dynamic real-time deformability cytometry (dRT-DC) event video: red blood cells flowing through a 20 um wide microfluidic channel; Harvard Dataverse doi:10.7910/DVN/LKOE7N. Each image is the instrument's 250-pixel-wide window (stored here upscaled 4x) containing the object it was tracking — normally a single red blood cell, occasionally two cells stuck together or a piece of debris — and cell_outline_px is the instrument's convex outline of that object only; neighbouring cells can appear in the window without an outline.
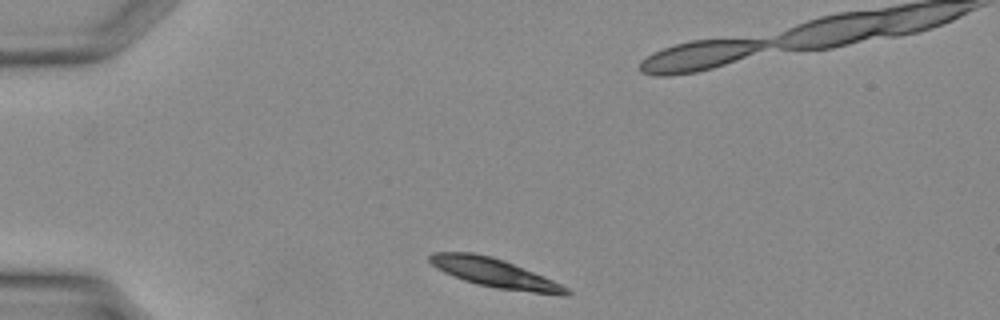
{"species": "Egyptian fruit bat (a non-hibernating species)", "species_latin": "Rousettus aegyptiacus", "temperature_condition": "warm", "stored_images_in_passage": 30, "camera_frame_rate_fps": 3000, "um_per_image_px": 0.085, "animal": {"sex": "female"}, "frame": {"image": 1, "passage_image": 1, "time_ms": 0.0, "image_size_px": [1000, 320], "cell_outline_px": [[572, 292], [568, 296], [560, 296], [496, 288], [476, 284], [464, 280], [444, 272], [432, 264], [428, 260], [428, 256], [432, 252], [472, 252], [492, 256], [504, 260], [552, 280], [568, 288]], "centroid_in_image_um": [42.07, 23.21], "position_along_channel_um": 42.9, "area_um2": 23.0}}
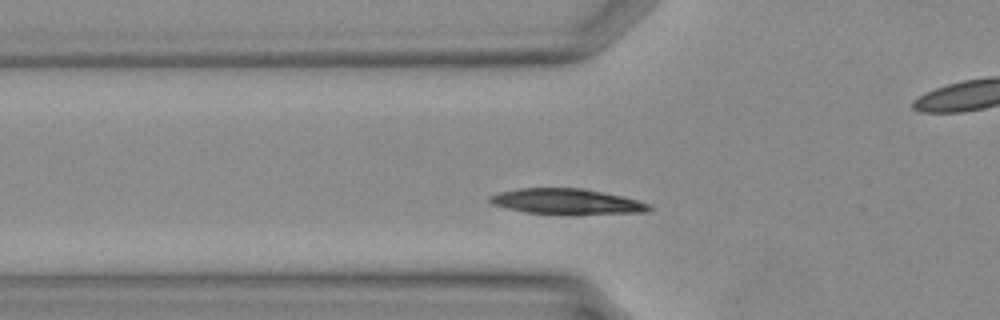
{"frame": {"image": 2, "passage_image": 5, "time_ms": 1.333, "image_size_px": [1000, 320], "cell_outline_px": [[652, 208], [648, 212], [576, 216], [568, 216], [524, 212], [504, 208], [492, 204], [488, 200], [488, 196], [500, 192], [520, 188], [584, 188], [620, 196], [636, 200], [648, 204]], "centroid_in_image_um": [48.16, 17.17], "position_along_channel_um": 77.6, "area_um2": 24.45}}
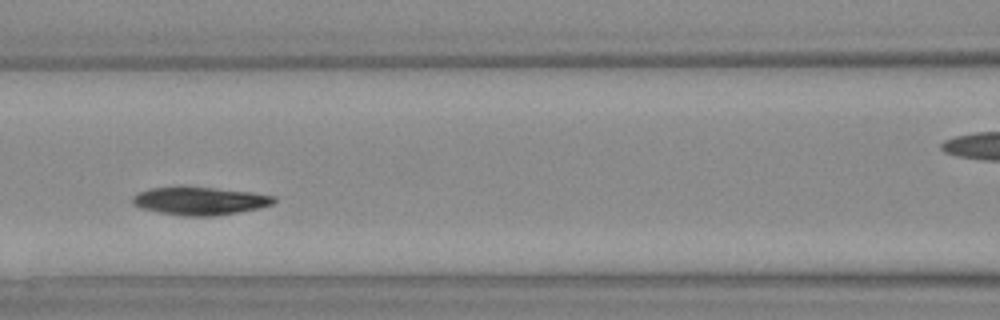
{"frame": {"image": 3, "passage_image": 9, "time_ms": 2.667, "image_size_px": [1000, 320], "cell_outline_px": [[276, 200], [272, 204], [260, 208], [216, 216], [180, 216], [140, 208], [132, 204], [132, 196], [140, 192], [152, 188], [216, 188], [252, 192], [276, 196]], "centroid_in_image_um": [17.02, 17.1], "position_along_channel_um": 149.6, "area_um2": 22.77}}